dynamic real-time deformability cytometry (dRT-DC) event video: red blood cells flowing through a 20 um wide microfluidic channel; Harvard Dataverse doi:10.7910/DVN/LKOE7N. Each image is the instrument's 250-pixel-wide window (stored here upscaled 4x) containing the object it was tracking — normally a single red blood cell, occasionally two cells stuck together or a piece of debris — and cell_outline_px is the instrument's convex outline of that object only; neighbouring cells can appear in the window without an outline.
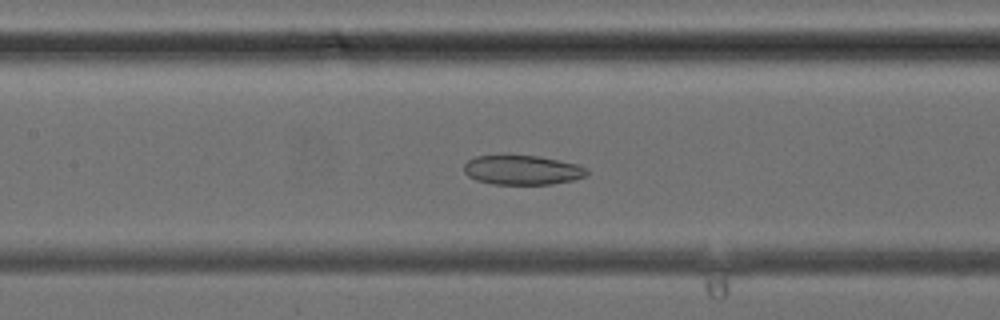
{"species": "common noctule bat (a hibernating species)", "species_latin": "Nyctalus noctula", "temperature_condition": "cold", "stored_images_in_passage": 39, "camera_frame_rate_fps": 3000, "um_per_image_px": 0.085, "animal": {"sex": "female", "body_mass_g": 24.6, "forearm_length_mm": 56.2}, "frame": {"image": 1, "passage_image": 18, "time_ms": 5.667, "image_size_px": [1000, 320], "cell_outline_px": [[588, 172], [584, 176], [572, 180], [552, 184], [492, 184], [476, 180], [468, 176], [464, 172], [464, 164], [468, 160], [476, 156], [540, 156], [576, 164], [588, 168]], "centroid_in_image_um": [44.38, 14.46], "position_along_channel_um": 163.0, "area_um2": 20.92}}
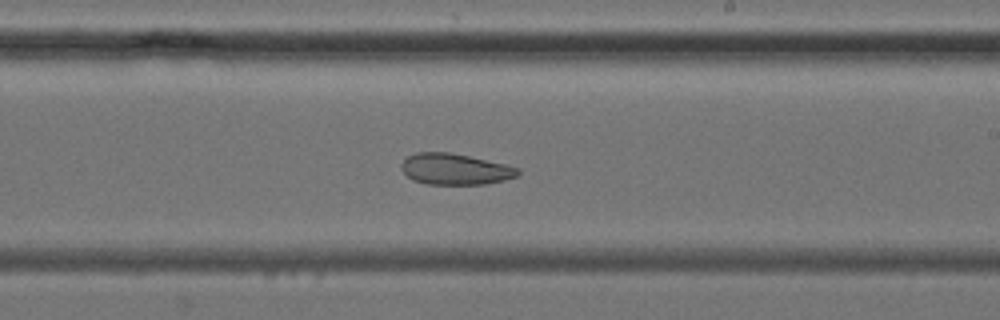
{"frame": {"image": 2, "passage_image": 23, "time_ms": 7.333, "image_size_px": [1000, 320], "cell_outline_px": [[520, 172], [516, 176], [504, 180], [488, 184], [428, 184], [412, 180], [400, 168], [400, 164], [408, 156], [416, 152], [448, 152], [468, 156], [504, 164], [520, 168]], "centroid_in_image_um": [38.66, 14.38], "position_along_channel_um": 250.3, "area_um2": 21.04}}
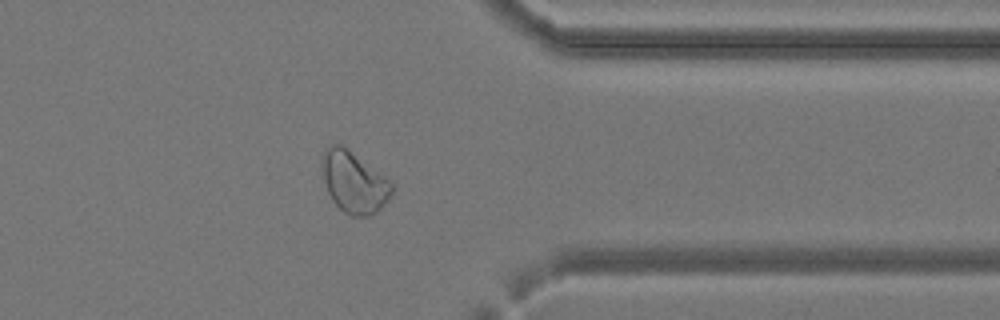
{"frame": {"image": 3, "passage_image": 31, "time_ms": 10.0, "image_size_px": [1000, 320], "cell_outline_px": [[392, 196], [376, 212], [368, 216], [352, 216], [344, 212], [332, 200], [328, 192], [324, 180], [320, 160], [324, 152], [332, 144], [340, 144], [384, 176], [392, 184]], "centroid_in_image_um": [30.07, 15.51], "position_along_channel_um": 381.3, "area_um2": 24.45}}